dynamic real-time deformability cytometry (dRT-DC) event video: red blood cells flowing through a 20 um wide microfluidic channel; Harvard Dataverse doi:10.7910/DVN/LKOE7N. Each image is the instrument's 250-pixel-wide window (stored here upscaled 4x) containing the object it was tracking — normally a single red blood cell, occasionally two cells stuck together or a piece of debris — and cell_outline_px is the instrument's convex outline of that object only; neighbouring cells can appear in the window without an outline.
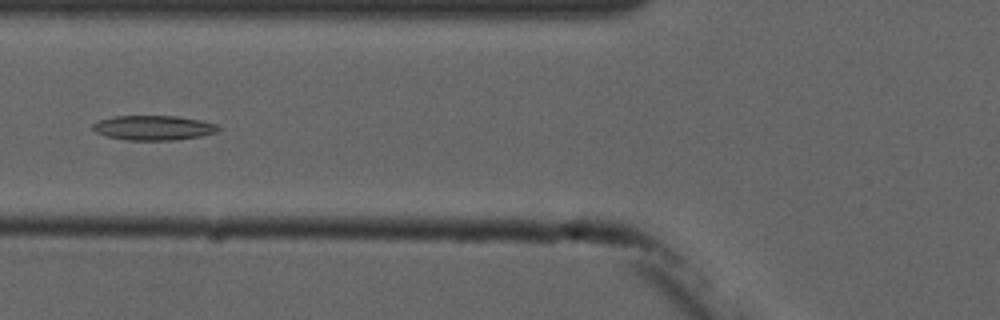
{"species": "common noctule bat (a hibernating species)", "species_latin": "Nyctalus noctula", "temperature_condition": "cold", "stored_images_in_passage": 4, "camera_frame_rate_fps": 3000, "um_per_image_px": 0.085, "animal": {"sex": "male", "forearm_length_mm": 52.5}, "frame": {"image": 1, "passage_image": 4, "time_ms": 4.667, "image_size_px": [1000, 320], "cell_outline_px": [[220, 128], [216, 132], [200, 136], [176, 140], [128, 140], [104, 136], [96, 132], [92, 128], [92, 124], [100, 120], [116, 116], [180, 116], [200, 120], [216, 124]], "centroid_in_image_um": [13.04, 10.86], "position_along_channel_um": 112.8, "area_um2": 18.03}}